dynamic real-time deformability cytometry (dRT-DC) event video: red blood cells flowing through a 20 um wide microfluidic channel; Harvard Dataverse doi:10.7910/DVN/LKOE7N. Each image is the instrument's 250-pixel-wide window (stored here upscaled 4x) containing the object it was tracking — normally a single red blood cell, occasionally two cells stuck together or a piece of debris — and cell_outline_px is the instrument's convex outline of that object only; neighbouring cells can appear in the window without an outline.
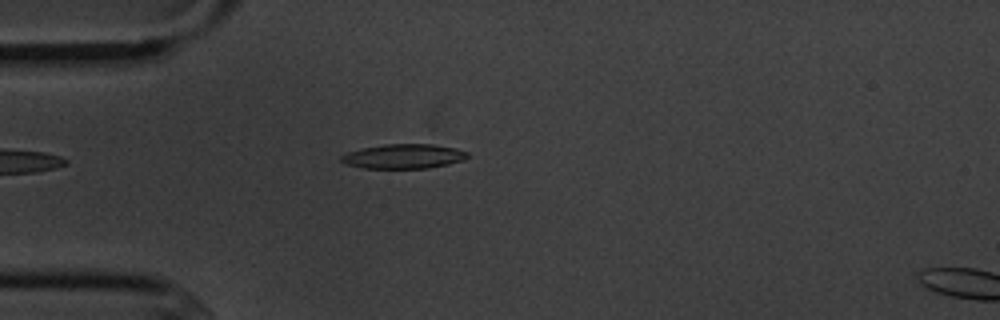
{"species": "common noctule bat (a hibernating species)", "species_latin": "Nyctalus noctula", "temperature_condition": "cold", "stored_images_in_passage": 2, "camera_frame_rate_fps": 3000, "um_per_image_px": 0.085, "animal": {"sex": "male", "body_mass_g": 20.1, "forearm_length_mm": 53.5}, "frame": {"image": 1, "passage_image": 2, "time_ms": 1.0, "image_size_px": [1000, 320], "cell_outline_px": [[468, 156], [464, 160], [448, 164], [428, 168], [364, 168], [344, 164], [340, 160], [340, 156], [348, 152], [364, 148], [384, 144], [432, 144], [456, 148], [468, 152]], "centroid_in_image_um": [34.31, 13.29], "position_along_channel_um": 50.7, "area_um2": 18.03}}